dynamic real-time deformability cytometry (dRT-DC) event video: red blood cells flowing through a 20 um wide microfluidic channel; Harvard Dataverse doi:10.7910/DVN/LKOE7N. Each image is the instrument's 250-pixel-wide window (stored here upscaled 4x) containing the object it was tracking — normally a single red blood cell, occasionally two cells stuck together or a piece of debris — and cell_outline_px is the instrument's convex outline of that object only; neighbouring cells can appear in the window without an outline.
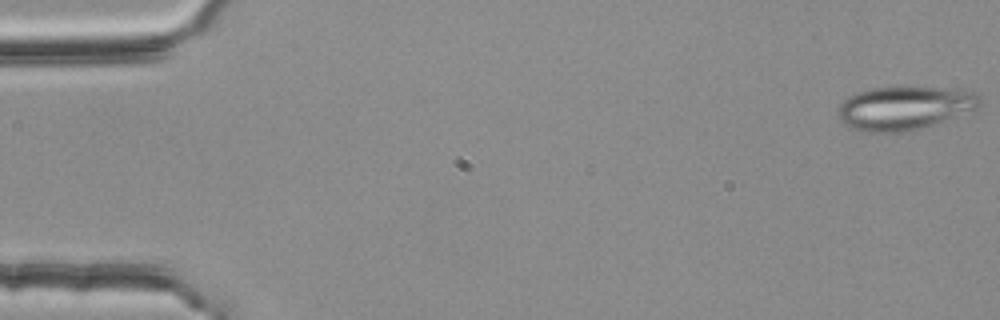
{"species": "common noctule bat (a hibernating species)", "species_latin": "Nyctalus noctula", "temperature_condition": "room temperature", "stored_images_in_passage": 54, "camera_frame_rate_fps": 3000, "um_per_image_px": 0.085, "animal": {"sex": "female", "body_mass_g": 25.1}, "frame": {"image": 1, "passage_image": 1, "time_ms": 0.0, "image_size_px": [1000, 320], "cell_outline_px": [[984, 100], [980, 108], [920, 128], [900, 132], [864, 132], [848, 128], [836, 112], [840, 104], [848, 96], [856, 92], [872, 88], [956, 88], [976, 92]], "centroid_in_image_um": [76.9, 9.18], "position_along_channel_um": 8.1, "area_um2": 36.01}}
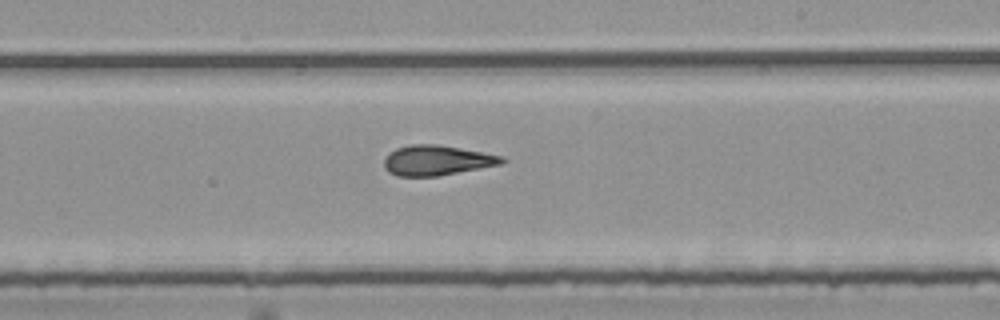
{"frame": {"image": 2, "passage_image": 32, "time_ms": 10.333, "image_size_px": [1000, 320], "cell_outline_px": [[508, 160], [504, 164], [436, 176], [396, 176], [388, 172], [384, 168], [384, 160], [388, 152], [396, 148], [412, 144], [440, 144], [504, 156]], "centroid_in_image_um": [37.15, 13.62], "position_along_channel_um": 251.9, "area_um2": 20.92}}
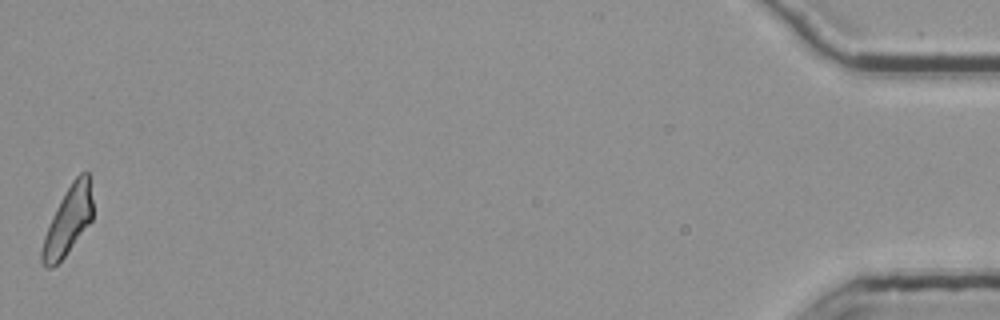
{"frame": {"image": 3, "passage_image": 54, "time_ms": 17.667, "image_size_px": [1000, 320], "cell_outline_px": [[92, 220], [64, 256], [52, 268], [44, 268], [40, 260], [40, 252], [44, 236], [52, 216], [60, 200], [72, 180], [80, 172], [88, 172], [92, 200]], "centroid_in_image_um": [5.76, 18.78], "position_along_channel_um": 429.4, "area_um2": 19.88}, "authors_computed_cell_mechanics": {"area_um2": 20.8658, "velocity_mm_per_s": 3.791, "shape_relaxation_time_tau1_ms": null, "shape_relaxation_time_tau2_ms": 3.2266, "deformation_change_tau1": null, "deformation_change_tau2": 0.1469}}